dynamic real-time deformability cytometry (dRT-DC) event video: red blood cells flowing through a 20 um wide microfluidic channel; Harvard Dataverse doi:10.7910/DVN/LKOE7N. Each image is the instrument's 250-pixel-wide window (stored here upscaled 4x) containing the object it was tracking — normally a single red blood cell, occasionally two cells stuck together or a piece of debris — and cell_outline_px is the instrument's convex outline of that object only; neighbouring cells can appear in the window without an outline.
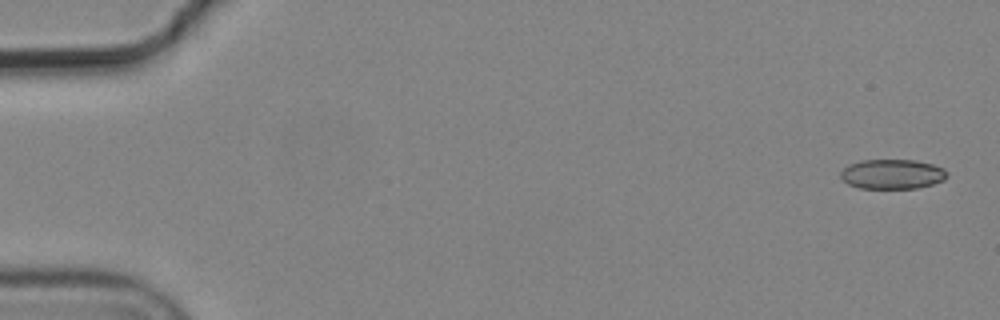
{"species": "common noctule bat (a hibernating species)", "species_latin": "Nyctalus noctula", "temperature_condition": "cold", "stored_images_in_passage": 6, "camera_frame_rate_fps": 3000, "um_per_image_px": 0.085, "animal": {"sex": "male", "body_mass_g": 19.2, "forearm_length_mm": 51.8}, "frame": {"image": 1, "passage_image": 1, "time_ms": 0.0, "image_size_px": [1000, 320], "cell_outline_px": [[948, 176], [944, 180], [932, 184], [916, 188], [860, 188], [848, 184], [840, 176], [840, 172], [848, 164], [860, 160], [916, 160], [932, 164], [944, 168], [948, 172]], "centroid_in_image_um": [75.85, 14.79], "position_along_channel_um": 9.1, "area_um2": 18.5}}